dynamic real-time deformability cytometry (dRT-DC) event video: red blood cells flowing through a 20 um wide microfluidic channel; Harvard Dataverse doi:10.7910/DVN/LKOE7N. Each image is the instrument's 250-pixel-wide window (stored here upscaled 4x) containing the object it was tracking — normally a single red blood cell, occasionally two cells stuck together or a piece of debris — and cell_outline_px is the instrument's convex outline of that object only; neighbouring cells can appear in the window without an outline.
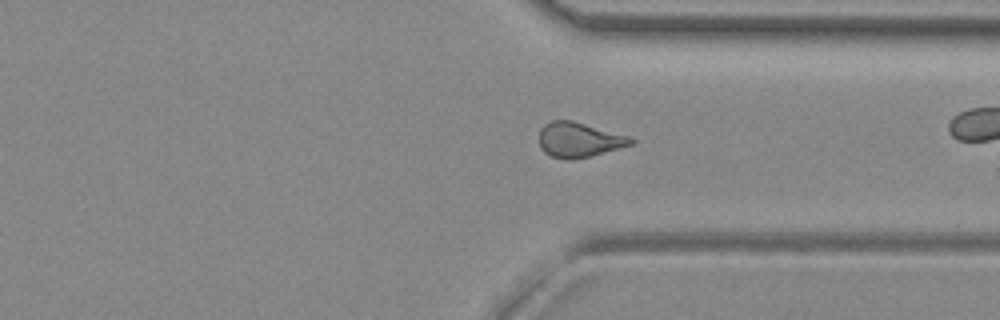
{"species": "common noctule bat (a hibernating species)", "species_latin": "Nyctalus noctula", "temperature_condition": "room temperature", "stored_images_in_passage": 51, "camera_frame_rate_fps": 3000, "um_per_image_px": 0.085, "animal": {"sex": "female", "body_mass_g": 29.2, "forearm_length_mm": 56.3}, "frame": {"image": 1, "passage_image": 37, "time_ms": 12.0, "image_size_px": [1000, 320], "cell_outline_px": [[636, 140], [632, 144], [588, 156], [572, 160], [564, 160], [552, 156], [544, 152], [540, 148], [540, 128], [544, 124], [552, 120], [572, 120], [632, 136]], "centroid_in_image_um": [49.22, 11.87], "position_along_channel_um": 362.2, "area_um2": 18.73}, "authors_computed_cell_mechanics": {"area_um2": 19.074, "velocity_mm_per_s": 3.961, "shape_relaxation_time_tau1_ms": null, "shape_relaxation_time_tau2_ms": 1.4115, "deformation_change_tau1": null, "deformation_change_tau2": 0.0846}}